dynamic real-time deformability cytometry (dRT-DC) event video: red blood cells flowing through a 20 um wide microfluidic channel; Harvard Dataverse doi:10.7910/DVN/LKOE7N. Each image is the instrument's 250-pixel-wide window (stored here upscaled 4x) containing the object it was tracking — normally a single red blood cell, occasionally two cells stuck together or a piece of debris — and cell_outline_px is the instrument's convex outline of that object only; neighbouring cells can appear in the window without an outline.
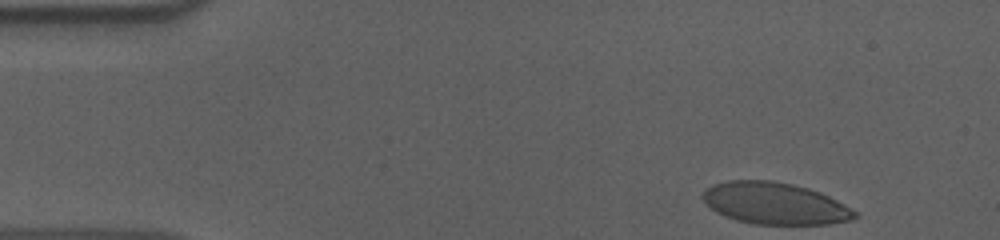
{"species": "human", "species_latin": "Homo sapiens", "temperature_condition": "cold", "stored_images_in_passage": 43, "camera_frame_rate_fps": 3000, "um_per_image_px": 0.085, "donor": {"sex": "male"}, "frame": {"image": 1, "passage_image": 1, "time_ms": 0.0, "image_size_px": [1000, 240], "cell_outline_px": [[860, 216], [852, 220], [828, 224], [752, 224], [736, 220], [724, 216], [716, 212], [700, 196], [712, 184], [728, 180], [772, 180], [792, 184], [808, 188], [820, 192], [844, 204], [856, 212]], "centroid_in_image_um": [65.87, 17.29], "position_along_channel_um": 19.1, "area_um2": 37.05}}
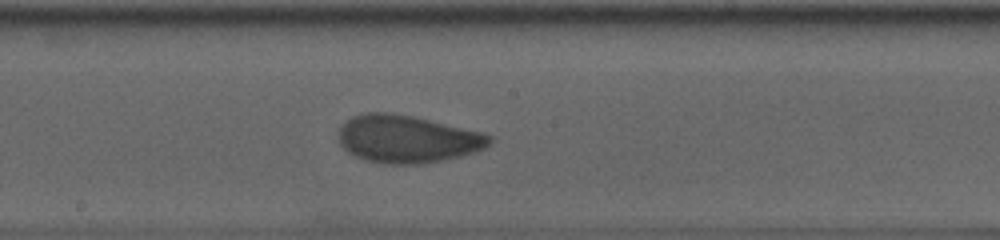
{"frame": {"image": 2, "passage_image": 25, "time_ms": 8.0, "image_size_px": [1000, 240], "cell_outline_px": [[492, 140], [484, 148], [476, 152], [444, 160], [424, 164], [384, 164], [364, 160], [348, 152], [340, 144], [340, 128], [352, 116], [364, 112], [388, 112], [412, 116], [484, 132], [492, 136]], "centroid_in_image_um": [34.64, 11.82], "position_along_channel_um": 213.6, "area_um2": 41.96}}
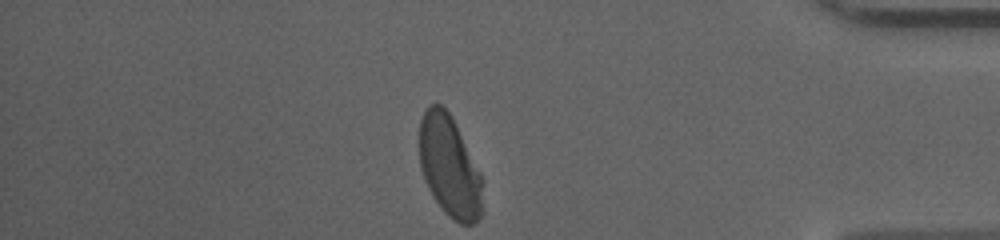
{"frame": {"image": 3, "passage_image": 43, "time_ms": 14.0, "image_size_px": [1000, 240], "cell_outline_px": [[484, 212], [472, 224], [460, 224], [452, 220], [444, 212], [432, 196], [428, 188], [420, 168], [420, 120], [424, 108], [428, 104], [440, 104], [452, 116], [480, 172]], "centroid_in_image_um": [38.2, 14.16], "position_along_channel_um": 397.0, "area_um2": 37.57}, "authors_computed_cell_mechanics": {"area_um2": 40.2866, "velocity_mm_per_s": 3.6144, "shape_relaxation_time_tau1_ms": 6.0602, "shape_relaxation_time_tau2_ms": 0.8077, "deformation_change_tau1": 0.1616, "deformation_change_tau2": 0.046}}